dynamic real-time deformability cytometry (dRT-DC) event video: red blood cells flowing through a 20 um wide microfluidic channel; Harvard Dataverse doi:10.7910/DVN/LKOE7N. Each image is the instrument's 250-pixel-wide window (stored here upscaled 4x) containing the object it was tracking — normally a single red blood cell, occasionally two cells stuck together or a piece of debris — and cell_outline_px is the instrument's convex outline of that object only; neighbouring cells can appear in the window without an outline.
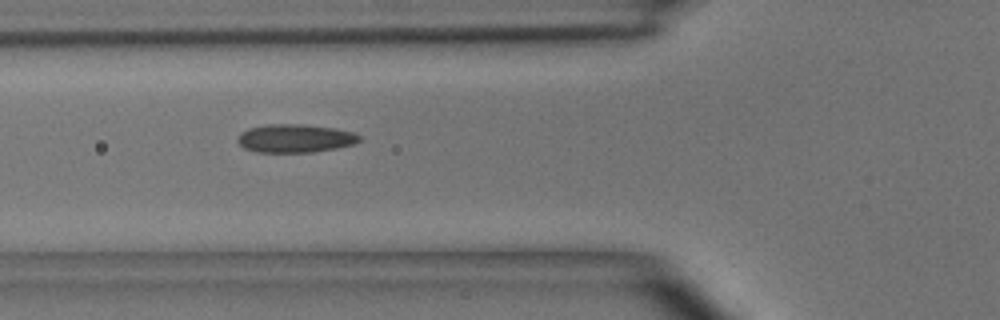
{"species": "common noctule bat (a hibernating species)", "species_latin": "Nyctalus noctula", "temperature_condition": "room temperature", "stored_images_in_passage": 7, "camera_frame_rate_fps": 3000, "um_per_image_px": 0.085, "animal": {"sex": "male", "body_mass_g": 15.6}, "frame": {"image": 1, "passage_image": 6, "time_ms": 6.667, "image_size_px": [1000, 320], "cell_outline_px": [[360, 140], [356, 144], [336, 148], [312, 152], [256, 152], [244, 148], [236, 140], [240, 132], [248, 128], [268, 124], [300, 124], [336, 128], [352, 132], [360, 136]], "centroid_in_image_um": [25.07, 11.76], "position_along_channel_um": 100.7, "area_um2": 20.17}}